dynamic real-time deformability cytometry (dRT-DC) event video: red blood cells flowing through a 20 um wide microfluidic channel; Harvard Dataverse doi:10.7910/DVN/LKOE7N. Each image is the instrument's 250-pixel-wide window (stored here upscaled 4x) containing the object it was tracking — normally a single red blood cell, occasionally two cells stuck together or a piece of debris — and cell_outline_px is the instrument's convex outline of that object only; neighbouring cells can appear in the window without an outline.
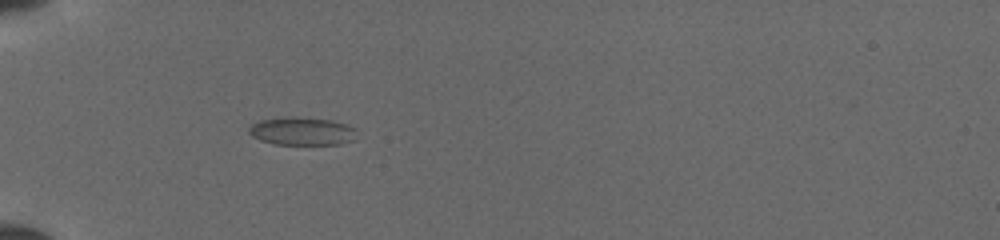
{"species": "common noctule bat (a hibernating species)", "species_latin": "Nyctalus noctula", "temperature_condition": "cold", "stored_images_in_passage": 51, "camera_frame_rate_fps": 3000, "um_per_image_px": 0.085, "animal": {"sex": "female", "body_mass_g": 19.5, "forearm_length_mm": 54.1}, "frame": {"image": 1, "passage_image": 17, "time_ms": 5.333, "image_size_px": [1000, 240], "cell_outline_px": [[356, 140], [340, 144], [272, 144], [260, 140], [252, 136], [248, 132], [248, 128], [252, 124], [260, 120], [288, 116], [292, 116], [332, 120], [356, 128]], "centroid_in_image_um": [25.67, 11.15], "position_along_channel_um": 59.3, "area_um2": 17.8}}
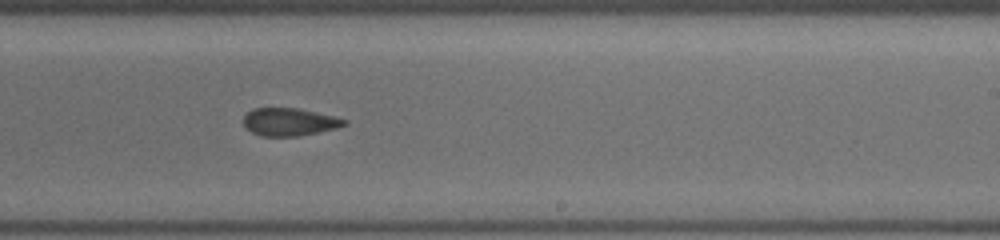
{"frame": {"image": 2, "passage_image": 33, "time_ms": 10.667, "image_size_px": [1000, 240], "cell_outline_px": [[348, 124], [336, 128], [320, 132], [296, 136], [260, 136], [252, 132], [244, 124], [244, 116], [252, 108], [296, 108], [332, 116], [348, 120]], "centroid_in_image_um": [24.6, 10.37], "position_along_channel_um": 264.4, "area_um2": 16.13}}
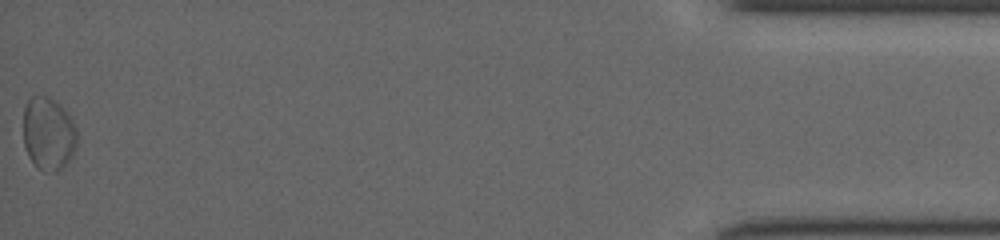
{"frame": {"image": 3, "passage_image": 51, "time_ms": 16.667, "image_size_px": [1000, 240], "cell_outline_px": [[76, 144], [72, 156], [56, 172], [44, 172], [28, 156], [24, 144], [24, 108], [28, 100], [32, 96], [48, 96], [60, 104], [64, 108], [72, 120], [76, 128]], "centroid_in_image_um": [4.11, 11.34], "position_along_channel_um": 431.1, "area_um2": 22.66}}